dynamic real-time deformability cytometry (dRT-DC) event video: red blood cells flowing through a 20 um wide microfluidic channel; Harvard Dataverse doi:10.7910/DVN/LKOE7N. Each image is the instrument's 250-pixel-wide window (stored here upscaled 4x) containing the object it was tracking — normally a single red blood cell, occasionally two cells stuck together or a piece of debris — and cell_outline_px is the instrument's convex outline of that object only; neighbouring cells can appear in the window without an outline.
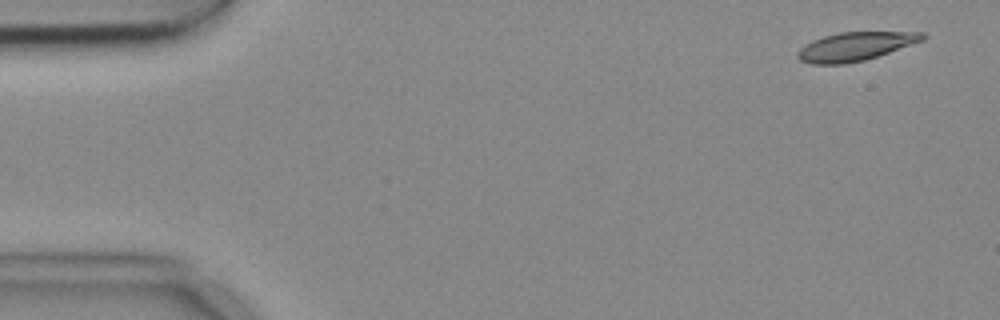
{"species": "common noctule bat (a hibernating species)", "species_latin": "Nyctalus noctula", "temperature_condition": "cold", "stored_images_in_passage": 4, "camera_frame_rate_fps": 3000, "um_per_image_px": 0.085, "animal": {"sex": "female", "body_mass_g": 18.4}, "frame": {"image": 1, "passage_image": 1, "time_ms": 0.0, "image_size_px": [1000, 320], "cell_outline_px": [[928, 36], [924, 40], [864, 60], [844, 64], [812, 64], [800, 60], [796, 56], [796, 52], [800, 48], [812, 40], [824, 36], [840, 32], [924, 32]], "centroid_in_image_um": [72.68, 3.94], "position_along_channel_um": 12.3, "area_um2": 20.69}}
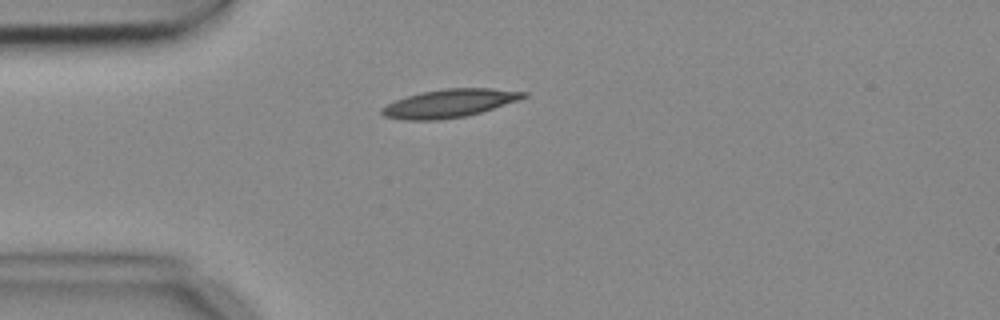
{"frame": {"image": 2, "passage_image": 4, "time_ms": 1.0, "image_size_px": [1000, 320], "cell_outline_px": [[528, 96], [480, 112], [464, 116], [436, 120], [404, 120], [384, 116], [380, 112], [380, 108], [396, 100], [420, 92], [444, 88], [492, 88], [528, 92]], "centroid_in_image_um": [38.16, 8.77], "position_along_channel_um": 46.8, "area_um2": 23.0}}